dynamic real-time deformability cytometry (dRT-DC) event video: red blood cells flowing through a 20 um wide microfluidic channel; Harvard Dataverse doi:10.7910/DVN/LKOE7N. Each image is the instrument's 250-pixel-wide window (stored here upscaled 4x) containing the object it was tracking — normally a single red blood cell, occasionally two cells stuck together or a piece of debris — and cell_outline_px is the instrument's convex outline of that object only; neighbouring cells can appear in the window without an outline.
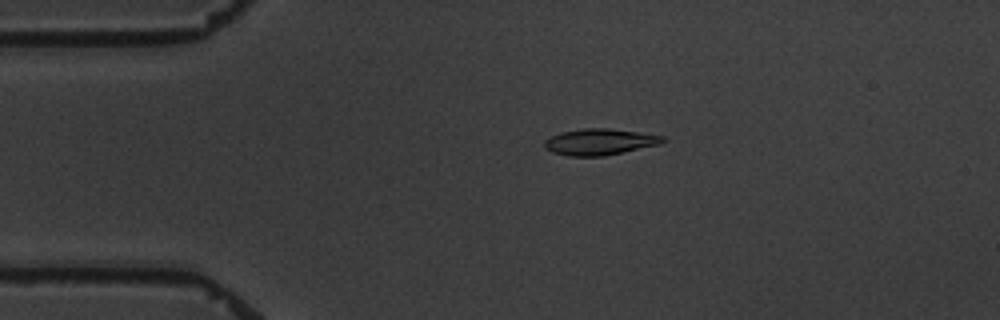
{"species": "common noctule bat (a hibernating species)", "species_latin": "Nyctalus noctula", "temperature_condition": "warm", "stored_images_in_passage": 2, "camera_frame_rate_fps": 3000, "um_per_image_px": 0.085, "animal": {"sex": "male", "body_mass_g": 19.5, "forearm_length_mm": 54.6}, "frame": {"image": 1, "passage_image": 1, "time_ms": 0.0, "image_size_px": [1000, 320], "cell_outline_px": [[664, 140], [660, 144], [604, 156], [568, 156], [552, 152], [544, 148], [544, 140], [560, 132], [584, 128], [608, 128], [640, 132], [664, 136]], "centroid_in_image_um": [50.94, 12.05], "position_along_channel_um": 34.1, "area_um2": 18.09}}